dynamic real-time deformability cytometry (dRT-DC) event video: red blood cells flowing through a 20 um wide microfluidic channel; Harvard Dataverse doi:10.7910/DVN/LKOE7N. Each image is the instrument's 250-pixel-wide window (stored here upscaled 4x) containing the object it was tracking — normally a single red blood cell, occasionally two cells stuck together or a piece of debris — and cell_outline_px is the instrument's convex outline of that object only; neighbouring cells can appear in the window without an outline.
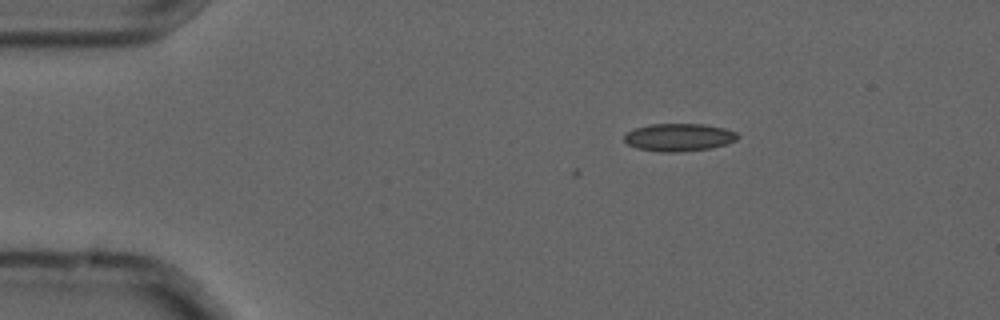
{"species": "common noctule bat (a hibernating species)", "species_latin": "Nyctalus noctula", "temperature_condition": "cold", "stored_images_in_passage": 4, "segment_of_instrument_passage": [1, 2], "camera_frame_rate_fps": 3000, "um_per_image_px": 0.085, "animal": {"sex": "male", "forearm_length_mm": 52.5}, "frame": {"image": 1, "passage_image": 1, "time_ms": 0.0, "image_size_px": [1000, 320], "cell_outline_px": [[740, 136], [736, 140], [712, 148], [676, 152], [660, 152], [636, 148], [628, 144], [624, 140], [624, 136], [628, 132], [636, 128], [652, 124], [704, 124], [724, 128], [736, 132]], "centroid_in_image_um": [57.71, 11.67], "position_along_channel_um": 27.3, "area_um2": 18.21}}